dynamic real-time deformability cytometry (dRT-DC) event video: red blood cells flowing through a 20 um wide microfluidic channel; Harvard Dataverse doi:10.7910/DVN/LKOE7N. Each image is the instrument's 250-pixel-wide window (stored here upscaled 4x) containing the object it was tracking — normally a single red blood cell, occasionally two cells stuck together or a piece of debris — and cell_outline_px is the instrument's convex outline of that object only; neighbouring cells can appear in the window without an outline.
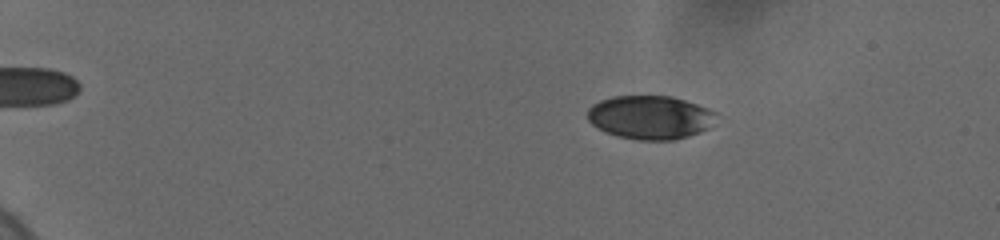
{"species": "human", "species_latin": "Homo sapiens", "temperature_condition": "cold", "stored_images_in_passage": 59, "camera_frame_rate_fps": 3000, "um_per_image_px": 0.085, "donor": {"sex": "female"}, "frame": {"image": 1, "passage_image": 12, "time_ms": 3.667, "image_size_px": [1000, 240], "cell_outline_px": [[716, 112], [708, 128], [700, 132], [688, 136], [672, 140], [640, 140], [620, 136], [604, 132], [596, 128], [588, 120], [588, 108], [592, 104], [600, 100], [612, 96], [672, 96], [708, 108]], "centroid_in_image_um": [55.21, 9.97], "position_along_channel_um": 29.8, "area_um2": 32.54}}
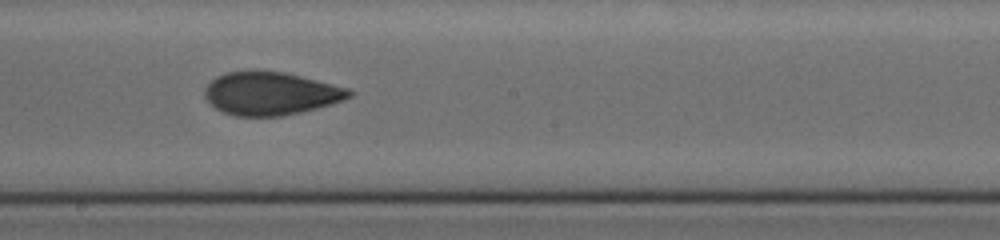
{"frame": {"image": 2, "passage_image": 37, "time_ms": 12.0, "image_size_px": [1000, 240], "cell_outline_px": [[352, 96], [332, 104], [300, 112], [280, 116], [236, 116], [220, 112], [204, 96], [204, 88], [216, 76], [224, 72], [284, 72], [348, 88], [352, 92]], "centroid_in_image_um": [22.98, 7.96], "position_along_channel_um": 225.2, "area_um2": 35.78}}
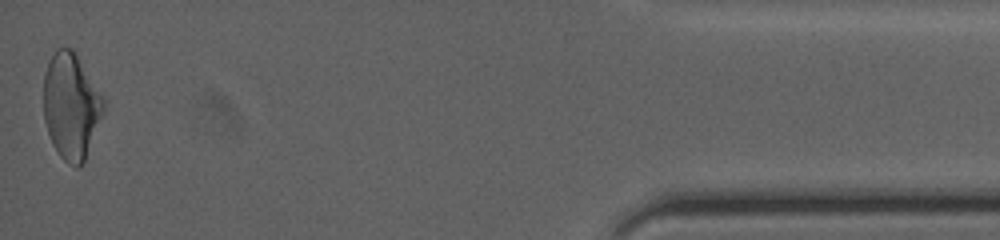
{"frame": {"image": 3, "passage_image": 59, "time_ms": 19.333, "image_size_px": [1000, 240], "cell_outline_px": [[104, 108], [84, 160], [76, 168], [68, 164], [60, 156], [52, 144], [44, 120], [44, 72], [56, 48], [72, 48], [76, 52], [104, 100]], "centroid_in_image_um": [6.01, 8.99], "position_along_channel_um": 429.2, "area_um2": 36.41}, "authors_computed_cell_mechanics": {"area_um2": 35.4314, "velocity_mm_per_s": 3.6802, "shape_relaxation_time_tau1_ms": 5.4819, "shape_relaxation_time_tau2_ms": 2.0348, "deformation_change_tau1": 0.1482, "deformation_change_tau2": 0.0859}}